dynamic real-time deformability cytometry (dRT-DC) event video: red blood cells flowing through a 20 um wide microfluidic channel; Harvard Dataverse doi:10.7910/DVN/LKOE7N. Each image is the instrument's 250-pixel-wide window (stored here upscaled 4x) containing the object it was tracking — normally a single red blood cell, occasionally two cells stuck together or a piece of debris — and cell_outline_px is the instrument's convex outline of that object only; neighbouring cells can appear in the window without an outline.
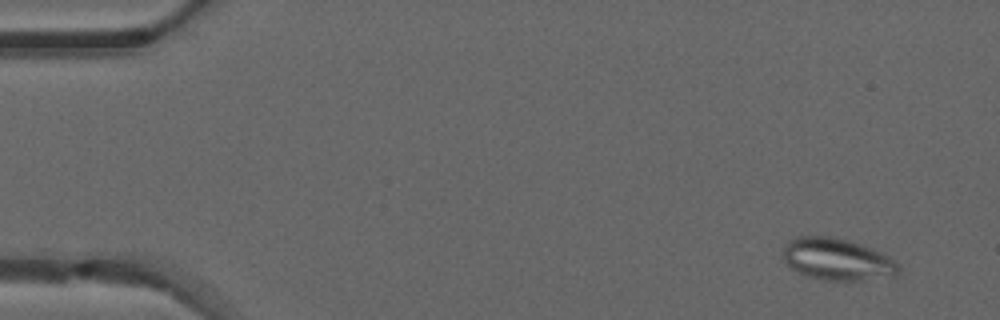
{"species": "common noctule bat (a hibernating species)", "species_latin": "Nyctalus noctula", "temperature_condition": "warm", "stored_images_in_passage": 50, "camera_frame_rate_fps": 3000, "um_per_image_px": 0.085, "animal": {"sex": "male", "forearm_length_mm": 52.5}, "frame": {"image": 1, "passage_image": 4, "time_ms": 1.0, "image_size_px": [1000, 320], "cell_outline_px": [[900, 268], [896, 276], [856, 280], [824, 280], [808, 276], [792, 268], [784, 260], [780, 252], [788, 240], [796, 236], [828, 236], [848, 240], [872, 248], [888, 256], [900, 264]], "centroid_in_image_um": [71.14, 22.03], "position_along_channel_um": 13.9, "area_um2": 28.26}}
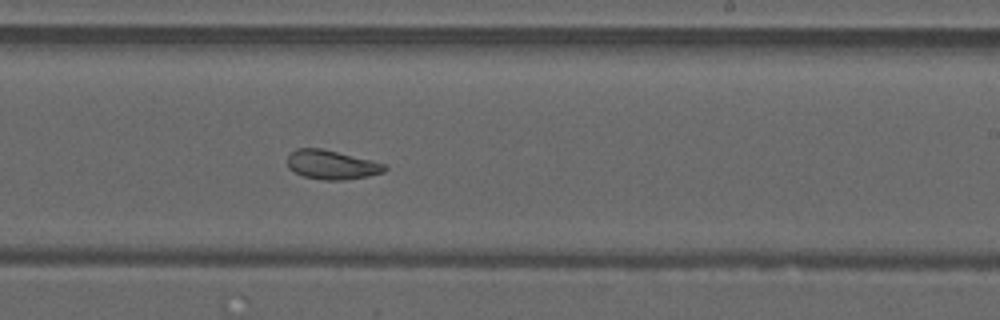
{"frame": {"image": 2, "passage_image": 31, "time_ms": 10.0, "image_size_px": [1000, 320], "cell_outline_px": [[388, 168], [384, 172], [368, 176], [344, 180], [324, 180], [304, 176], [288, 168], [288, 156], [296, 148], [320, 148], [384, 164]], "centroid_in_image_um": [28.17, 14.01], "position_along_channel_um": 260.8, "area_um2": 16.13}}
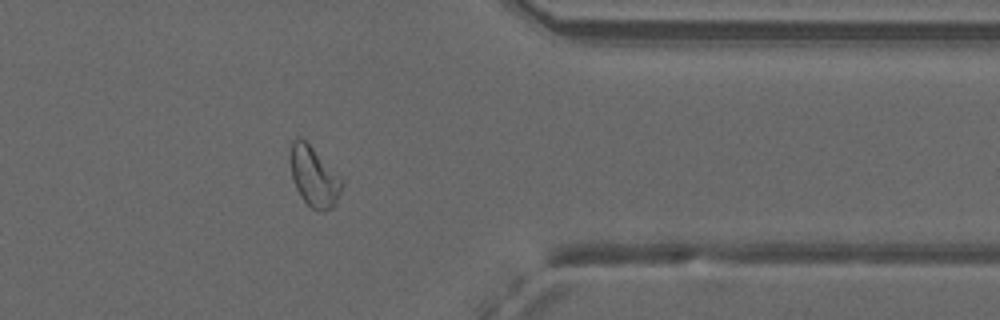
{"frame": {"image": 3, "passage_image": 41, "time_ms": 13.333, "image_size_px": [1000, 320], "cell_outline_px": [[344, 184], [332, 208], [324, 212], [320, 212], [312, 208], [300, 196], [292, 180], [292, 140], [296, 136], [300, 136], [344, 180]], "centroid_in_image_um": [26.71, 15.05], "position_along_channel_um": 384.7, "area_um2": 17.63}, "authors_computed_cell_mechanics": {"area_um2": 21.3571, "velocity_mm_per_s": 4.1167, "shape_relaxation_time_tau1_ms": null, "shape_relaxation_time_tau2_ms": 2.5918, "deformation_change_tau1": null, "deformation_change_tau2": 0.0941}}